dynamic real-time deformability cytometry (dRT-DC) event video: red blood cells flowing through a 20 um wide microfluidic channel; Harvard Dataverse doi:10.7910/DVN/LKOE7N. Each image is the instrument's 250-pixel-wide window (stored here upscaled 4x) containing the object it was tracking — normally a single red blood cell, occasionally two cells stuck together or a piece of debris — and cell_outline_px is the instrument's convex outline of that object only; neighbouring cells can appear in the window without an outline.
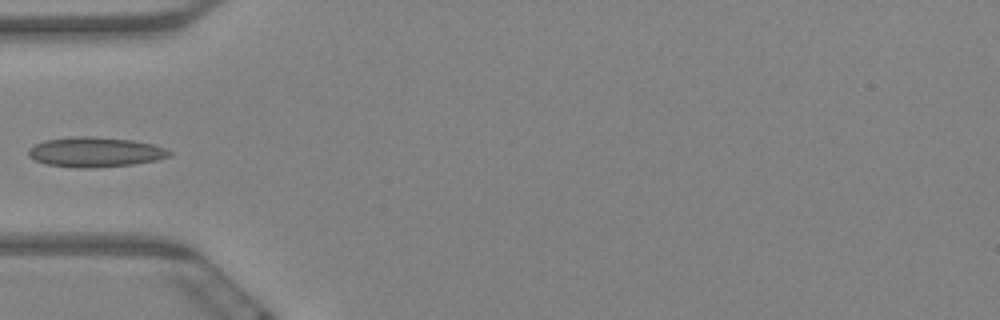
{"species": "Egyptian fruit bat (a non-hibernating species)", "species_latin": "Rousettus aegyptiacus", "temperature_condition": "warm", "stored_images_in_passage": 43, "camera_frame_rate_fps": 3000, "um_per_image_px": 0.085, "animal": {"sex": "female"}, "frame": {"image": 1, "passage_image": 1, "time_ms": 0.0, "image_size_px": [1000, 320], "cell_outline_px": [[172, 152], [168, 156], [156, 160], [132, 164], [96, 168], [76, 168], [48, 164], [36, 160], [28, 156], [28, 148], [44, 140], [72, 136], [92, 136], [132, 140], [152, 144], [164, 148]], "centroid_in_image_um": [8.06, 12.92], "position_along_channel_um": 76.9, "area_um2": 24.51}}
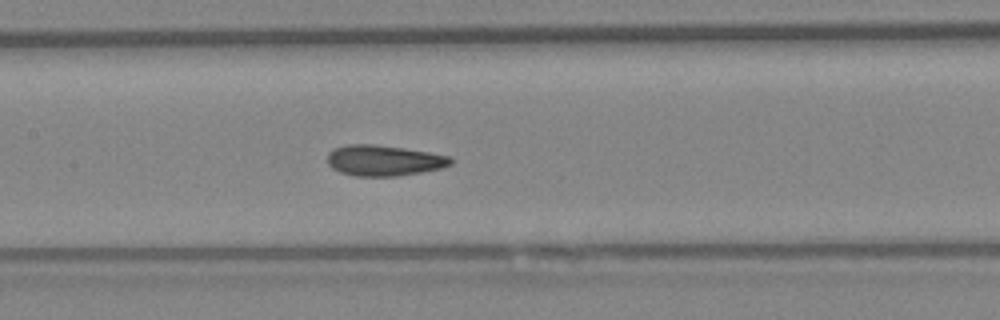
{"frame": {"image": 2, "passage_image": 10, "time_ms": 3.0, "image_size_px": [1000, 320], "cell_outline_px": [[456, 160], [452, 164], [440, 168], [420, 172], [396, 176], [356, 176], [340, 172], [332, 168], [328, 164], [328, 152], [332, 148], [344, 144], [372, 144], [404, 148], [428, 152], [448, 156]], "centroid_in_image_um": [32.6, 13.63], "position_along_channel_um": 174.8, "area_um2": 22.14}}
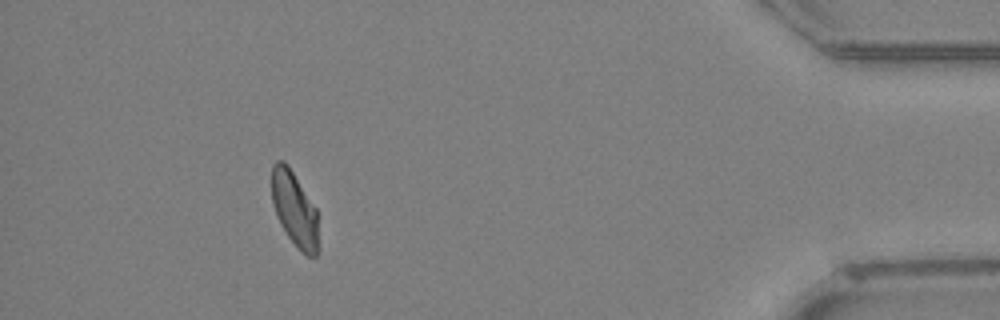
{"frame": {"image": 3, "passage_image": 37, "time_ms": 12.0, "image_size_px": [1000, 320], "cell_outline_px": [[316, 256], [308, 256], [288, 236], [280, 224], [272, 204], [272, 164], [276, 160], [284, 160], [288, 164], [316, 208]], "centroid_in_image_um": [24.98, 17.67], "position_along_channel_um": 410.2, "area_um2": 19.77}}